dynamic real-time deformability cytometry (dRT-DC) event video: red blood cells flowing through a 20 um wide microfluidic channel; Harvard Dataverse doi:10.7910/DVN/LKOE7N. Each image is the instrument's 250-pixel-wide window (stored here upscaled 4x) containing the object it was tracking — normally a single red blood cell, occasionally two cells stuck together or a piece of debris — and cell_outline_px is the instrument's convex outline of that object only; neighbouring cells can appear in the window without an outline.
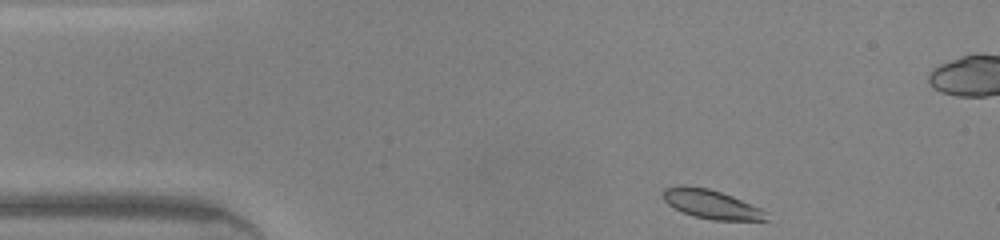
{"species": "common noctule bat (a hibernating species)", "species_latin": "Nyctalus noctula", "temperature_condition": "warm", "stored_images_in_passage": 42, "camera_frame_rate_fps": 3000, "um_per_image_px": 0.085, "animal": {"sex": "male", "body_mass_g": 20.0, "forearm_length_mm": 53.3}, "frame": {"image": 1, "passage_image": 1, "time_ms": 0.0, "image_size_px": [1000, 240], "cell_outline_px": [[768, 220], [712, 220], [692, 216], [668, 204], [664, 200], [664, 188], [680, 184], [708, 188], [732, 196], [760, 208], [768, 212]], "centroid_in_image_um": [60.47, 17.35], "position_along_channel_um": 24.5, "area_um2": 17.34}}
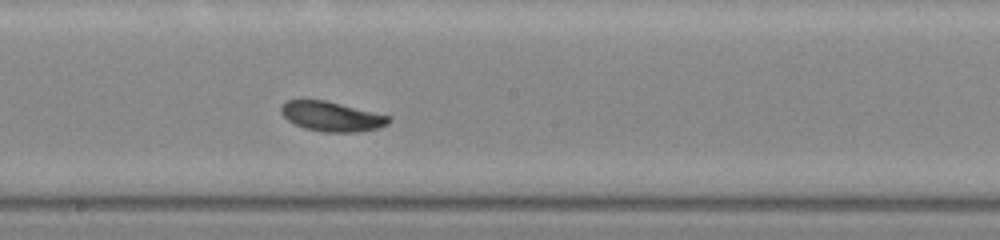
{"frame": {"image": 2, "passage_image": 19, "time_ms": 6.0, "image_size_px": [1000, 240], "cell_outline_px": [[392, 120], [388, 124], [376, 128], [356, 132], [324, 132], [304, 128], [288, 120], [280, 112], [280, 108], [288, 100], [324, 100], [392, 116]], "centroid_in_image_um": [28.22, 9.9], "position_along_channel_um": 220.0, "area_um2": 18.5}}
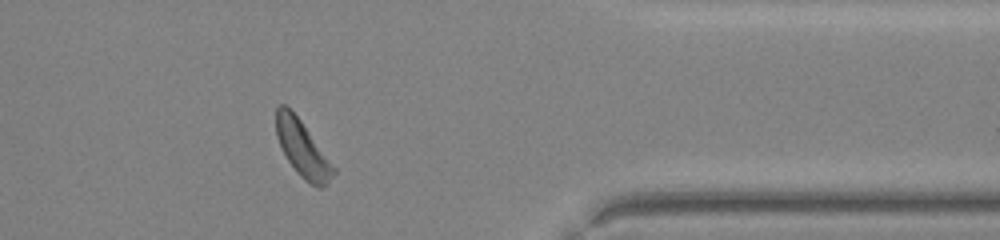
{"frame": {"image": 3, "passage_image": 32, "time_ms": 10.333, "image_size_px": [1000, 240], "cell_outline_px": [[336, 172], [320, 188], [316, 188], [304, 180], [296, 172], [288, 160], [276, 136], [276, 108], [280, 104], [284, 104], [300, 120], [336, 168]], "centroid_in_image_um": [25.71, 12.66], "position_along_channel_um": 385.7, "area_um2": 18.32}, "authors_computed_cell_mechanics": {"area_um2": 18.6405, "velocity_mm_per_s": 4.295, "shape_relaxation_time_tau1_ms": 1.5971, "shape_relaxation_time_tau2_ms": null, "deformation_change_tau1": 0.086, "deformation_change_tau2": null}}